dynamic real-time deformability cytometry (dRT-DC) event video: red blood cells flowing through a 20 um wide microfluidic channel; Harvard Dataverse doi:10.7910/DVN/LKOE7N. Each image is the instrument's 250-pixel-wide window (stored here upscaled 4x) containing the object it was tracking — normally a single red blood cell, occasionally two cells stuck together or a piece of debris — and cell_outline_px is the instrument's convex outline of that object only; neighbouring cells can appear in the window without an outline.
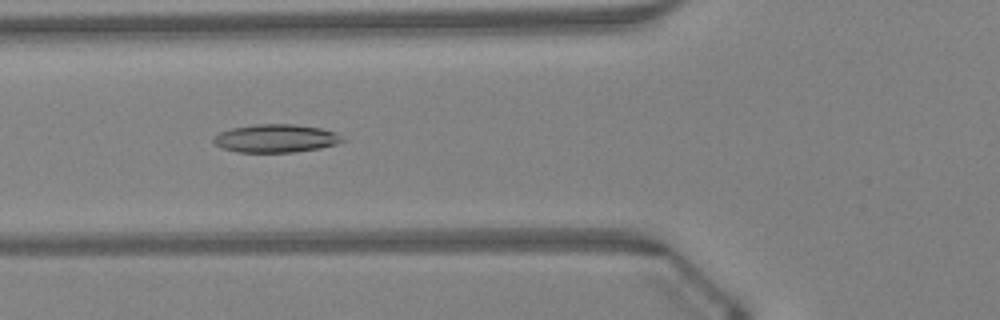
{"species": "Egyptian fruit bat (a non-hibernating species)", "species_latin": "Rousettus aegyptiacus", "temperature_condition": "warm", "stored_images_in_passage": 47, "camera_frame_rate_fps": 3000, "um_per_image_px": 0.085, "animal": {"sex": "female"}, "frame": {"image": 1, "passage_image": 18, "time_ms": 5.667, "image_size_px": [1000, 320], "cell_outline_px": [[344, 140], [336, 144], [320, 148], [292, 152], [236, 152], [224, 148], [216, 144], [212, 140], [220, 132], [232, 128], [256, 124], [292, 124], [320, 128], [336, 132]], "centroid_in_image_um": [23.45, 11.76], "position_along_channel_um": 102.4, "area_um2": 20.87}}
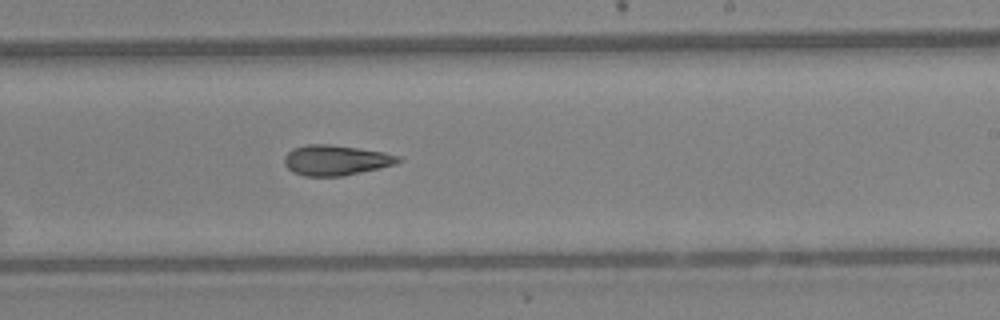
{"frame": {"image": 2, "passage_image": 29, "time_ms": 9.333, "image_size_px": [1000, 320], "cell_outline_px": [[404, 160], [396, 164], [380, 168], [344, 176], [304, 176], [292, 172], [284, 164], [284, 156], [292, 148], [308, 144], [328, 144], [384, 152], [400, 156]], "centroid_in_image_um": [28.55, 13.62], "position_along_channel_um": 260.5, "area_um2": 20.23}}
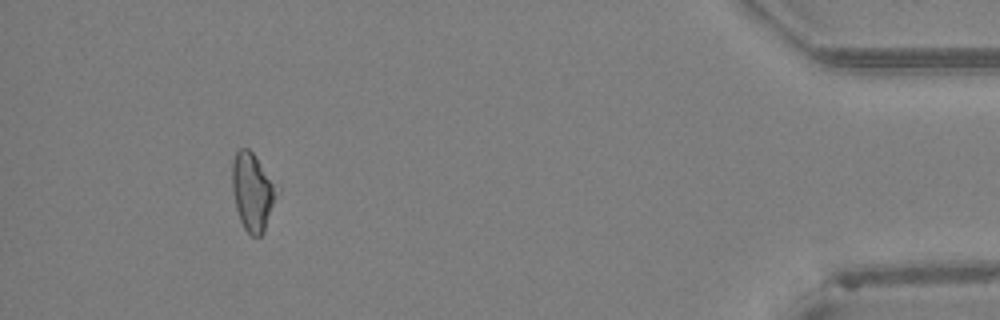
{"frame": {"image": 3, "passage_image": 44, "time_ms": 14.333, "image_size_px": [1000, 320], "cell_outline_px": [[280, 192], [264, 232], [260, 236], [252, 236], [244, 228], [240, 220], [236, 208], [232, 188], [232, 160], [236, 152], [240, 148], [248, 148], [256, 156], [280, 188]], "centroid_in_image_um": [21.5, 16.29], "position_along_channel_um": 413.7, "area_um2": 20.69}, "authors_computed_cell_mechanics": {"area_um2": 20.3456, "velocity_mm_per_s": 4.3298, "shape_relaxation_time_tau1_ms": null, "shape_relaxation_time_tau2_ms": 8.9049, "deformation_change_tau1": null, "deformation_change_tau2": 0.2131}}